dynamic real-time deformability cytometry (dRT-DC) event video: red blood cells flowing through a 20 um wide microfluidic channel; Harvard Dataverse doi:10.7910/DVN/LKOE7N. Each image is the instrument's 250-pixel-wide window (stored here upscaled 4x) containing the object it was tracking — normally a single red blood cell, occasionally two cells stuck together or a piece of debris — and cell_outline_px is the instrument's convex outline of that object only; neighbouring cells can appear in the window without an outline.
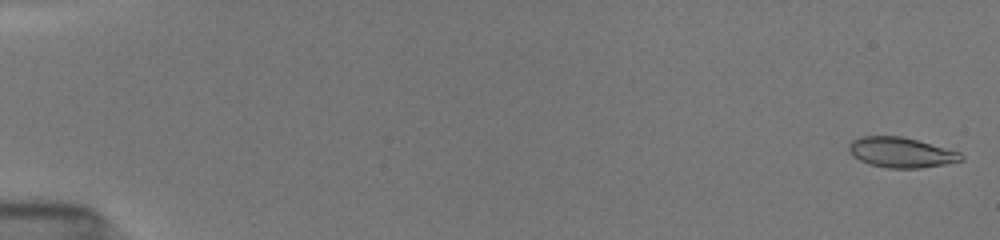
{"species": "common noctule bat (a hibernating species)", "species_latin": "Nyctalus noctula", "temperature_condition": "room temperature", "stored_images_in_passage": 34, "camera_frame_rate_fps": 3000, "um_per_image_px": 0.085, "animal": {"sex": "female", "body_mass_g": 19.5, "forearm_length_mm": 54.1}, "frame": {"image": 1, "passage_image": 1, "time_ms": 0.0, "image_size_px": [1000, 240], "cell_outline_px": [[964, 160], [944, 164], [920, 168], [888, 168], [872, 164], [860, 160], [852, 156], [848, 148], [848, 144], [852, 140], [860, 136], [904, 136], [960, 152], [964, 156]], "centroid_in_image_um": [76.59, 12.94], "position_along_channel_um": 8.4, "area_um2": 19.77}}
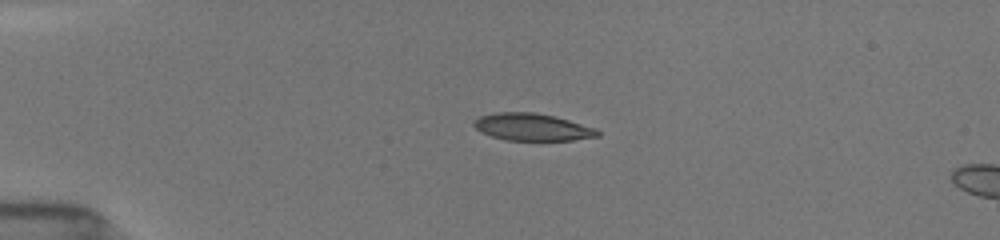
{"frame": {"image": 2, "passage_image": 25, "time_ms": 4.0, "image_size_px": [1000, 240], "cell_outline_px": [[600, 136], [572, 140], [504, 140], [480, 132], [472, 124], [480, 116], [496, 112], [536, 112], [556, 116], [596, 128], [600, 132]], "centroid_in_image_um": [45.26, 10.79], "position_along_channel_um": 39.7, "area_um2": 19.71}}